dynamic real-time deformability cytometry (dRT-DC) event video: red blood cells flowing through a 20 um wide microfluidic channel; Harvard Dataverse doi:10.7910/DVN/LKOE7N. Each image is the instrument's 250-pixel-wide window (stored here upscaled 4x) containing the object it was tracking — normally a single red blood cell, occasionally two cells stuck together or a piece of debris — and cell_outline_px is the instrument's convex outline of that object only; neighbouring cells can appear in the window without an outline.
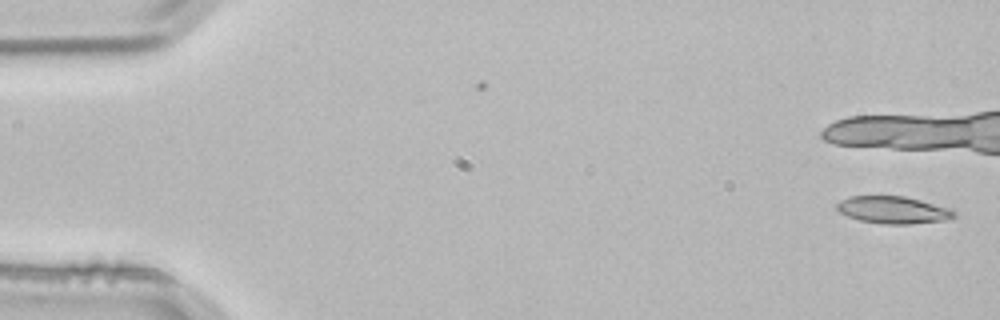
{"species": "common noctule bat (a hibernating species)", "species_latin": "Nyctalus noctula", "temperature_condition": "room temperature", "stored_images_in_passage": 2, "camera_frame_rate_fps": 3000, "um_per_image_px": 0.085, "animal": {"sex": "male", "body_mass_g": 21.5, "forearm_length_mm": 52.0}, "frame": {"image": 1, "passage_image": 2, "time_ms": 0.333, "image_size_px": [1000, 320], "cell_outline_px": [[956, 216], [944, 220], [912, 224], [884, 224], [860, 220], [848, 216], [840, 212], [836, 208], [836, 204], [840, 200], [852, 196], [904, 196], [952, 208], [956, 212]], "centroid_in_image_um": [75.94, 17.84], "position_along_channel_um": 9.1, "area_um2": 18.61}}